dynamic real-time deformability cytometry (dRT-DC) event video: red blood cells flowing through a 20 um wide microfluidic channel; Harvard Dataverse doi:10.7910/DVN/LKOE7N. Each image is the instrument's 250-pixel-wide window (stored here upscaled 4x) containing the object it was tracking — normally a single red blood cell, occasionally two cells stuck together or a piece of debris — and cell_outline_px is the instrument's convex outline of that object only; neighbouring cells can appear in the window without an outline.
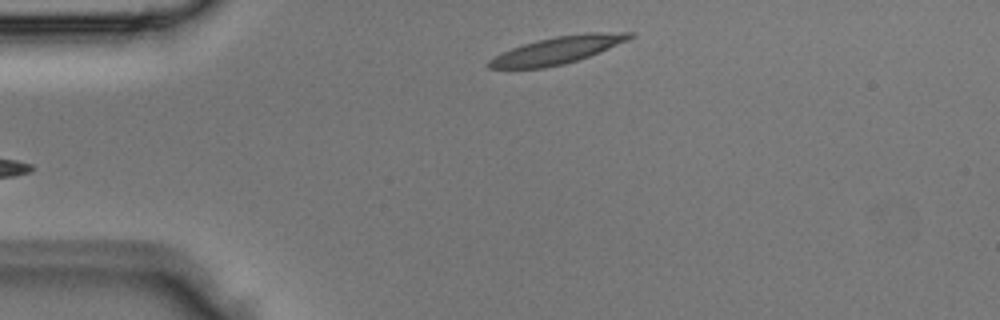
{"species": "Egyptian fruit bat (a non-hibernating species)", "species_latin": "Rousettus aegyptiacus", "temperature_condition": "room temperature", "stored_images_in_passage": 2, "segment_of_instrument_passage": [2, 2], "camera_frame_rate_fps": 3000, "um_per_image_px": 0.085, "animal": {"sex": "male"}, "frame": {"image": 1, "passage_image": 2, "time_ms": 0.333, "image_size_px": [1000, 320], "cell_outline_px": [[636, 36], [628, 40], [600, 52], [564, 64], [544, 68], [488, 68], [488, 60], [512, 48], [524, 44], [556, 36], [592, 32], [636, 32]], "centroid_in_image_um": [47.45, 4.25], "position_along_channel_um": 37.5, "area_um2": 22.02}}